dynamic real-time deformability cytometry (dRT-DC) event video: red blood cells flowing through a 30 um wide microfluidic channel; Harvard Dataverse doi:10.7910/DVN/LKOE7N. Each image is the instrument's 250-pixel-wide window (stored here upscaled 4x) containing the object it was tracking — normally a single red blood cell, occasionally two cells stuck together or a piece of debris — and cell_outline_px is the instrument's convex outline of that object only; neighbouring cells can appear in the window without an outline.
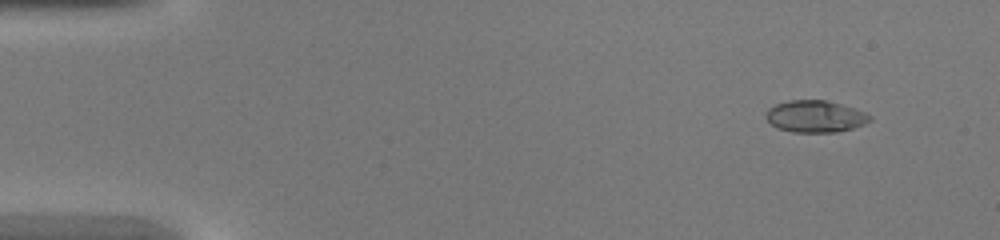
{"species": "common noctule bat (a hibernating species)", "species_latin": "Nyctalus noctula", "temperature_condition": "warm", "stored_images_in_passage": 14, "segment_of_instrument_passage": [1, 2], "camera_frame_rate_fps": 3000, "um_per_image_px": 0.085, "animal": {"sex": "female", "body_mass_g": 20.0, "forearm_length_mm": 54.0}, "frame": {"image": 1, "passage_image": 4, "time_ms": 1.0, "image_size_px": [1000, 240], "cell_outline_px": [[872, 120], [864, 124], [852, 128], [836, 132], [792, 132], [776, 128], [764, 116], [764, 112], [768, 108], [776, 104], [788, 100], [824, 100], [840, 104], [864, 112], [872, 116]], "centroid_in_image_um": [69.26, 9.9], "position_along_channel_um": 15.7, "area_um2": 19.31}}
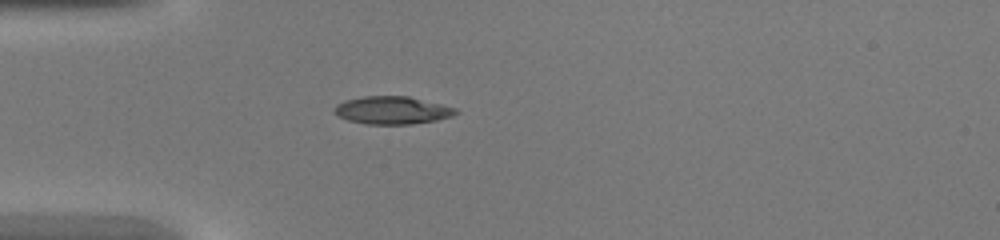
{"frame": {"image": 2, "passage_image": 13, "time_ms": 4.0, "image_size_px": [1000, 240], "cell_outline_px": [[460, 112], [452, 116], [436, 120], [412, 124], [368, 124], [348, 120], [336, 116], [332, 112], [332, 108], [336, 104], [344, 100], [364, 96], [408, 96], [456, 108]], "centroid_in_image_um": [33.28, 9.37], "position_along_channel_um": 51.7, "area_um2": 19.77}}